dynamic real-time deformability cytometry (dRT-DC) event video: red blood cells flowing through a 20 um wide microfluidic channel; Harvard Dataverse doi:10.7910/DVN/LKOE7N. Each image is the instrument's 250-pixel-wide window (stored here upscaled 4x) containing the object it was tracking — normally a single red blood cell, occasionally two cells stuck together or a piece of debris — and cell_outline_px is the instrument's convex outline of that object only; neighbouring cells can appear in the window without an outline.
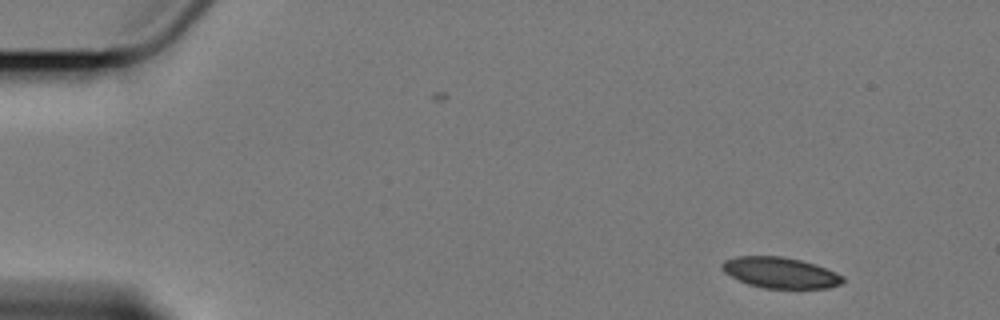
{"species": "Egyptian fruit bat (a non-hibernating species)", "species_latin": "Rousettus aegyptiacus", "temperature_condition": "cold", "stored_images_in_passage": 4, "camera_frame_rate_fps": 3000, "um_per_image_px": 0.085, "animal": {"sex": "female"}, "frame": {"image": 1, "passage_image": 1, "time_ms": 0.0, "image_size_px": [1000, 320], "cell_outline_px": [[844, 280], [840, 284], [828, 288], [764, 288], [748, 284], [724, 272], [720, 268], [720, 264], [724, 260], [736, 256], [780, 256], [800, 260], [816, 264], [836, 272], [844, 276]], "centroid_in_image_um": [66.32, 23.17], "position_along_channel_um": 18.7, "area_um2": 21.73}}
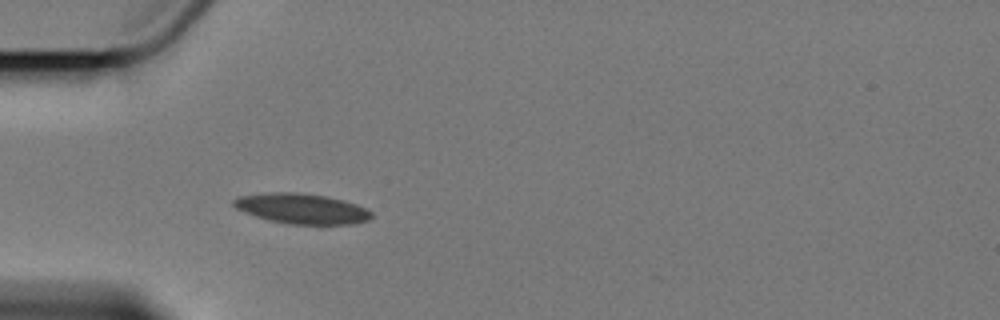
{"frame": {"image": 2, "passage_image": 4, "time_ms": 4.0, "image_size_px": [1000, 320], "cell_outline_px": [[372, 216], [368, 220], [352, 224], [320, 228], [288, 224], [268, 220], [256, 216], [236, 208], [232, 204], [232, 200], [236, 196], [272, 192], [296, 192], [324, 196], [344, 200], [356, 204], [372, 212]], "centroid_in_image_um": [25.68, 17.78], "position_along_channel_um": 59.3, "area_um2": 25.14}}